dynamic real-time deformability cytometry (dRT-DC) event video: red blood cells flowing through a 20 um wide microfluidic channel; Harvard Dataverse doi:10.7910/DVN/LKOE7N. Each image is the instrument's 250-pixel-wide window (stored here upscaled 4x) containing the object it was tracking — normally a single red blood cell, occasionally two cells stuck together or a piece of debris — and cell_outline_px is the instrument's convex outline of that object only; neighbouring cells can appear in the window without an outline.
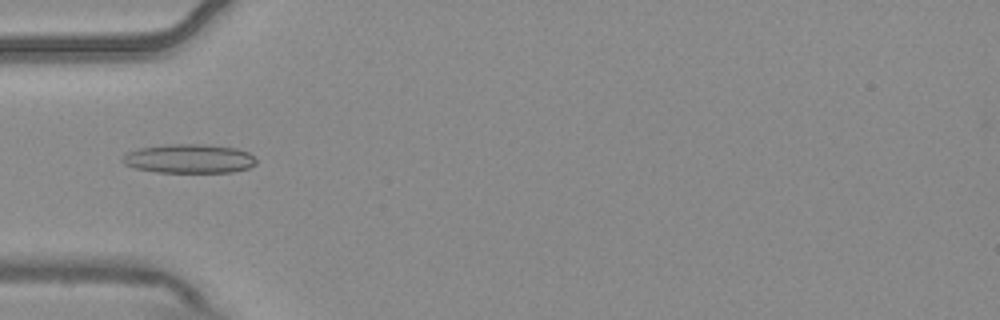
{"species": "common noctule bat (a hibernating species)", "species_latin": "Nyctalus noctula", "temperature_condition": "warm", "stored_images_in_passage": 7, "camera_frame_rate_fps": 3000, "um_per_image_px": 0.085, "animal": {"sex": "male", "body_mass_g": 20.4}, "frame": {"image": 1, "passage_image": 2, "time_ms": 0.333, "image_size_px": [1000, 320], "cell_outline_px": [[256, 164], [248, 168], [232, 172], [156, 172], [136, 168], [124, 164], [120, 160], [120, 156], [124, 152], [140, 148], [168, 144], [204, 144], [236, 148], [248, 152], [256, 156]], "centroid_in_image_um": [16.05, 13.48], "position_along_channel_um": 68.9, "area_um2": 22.89}}
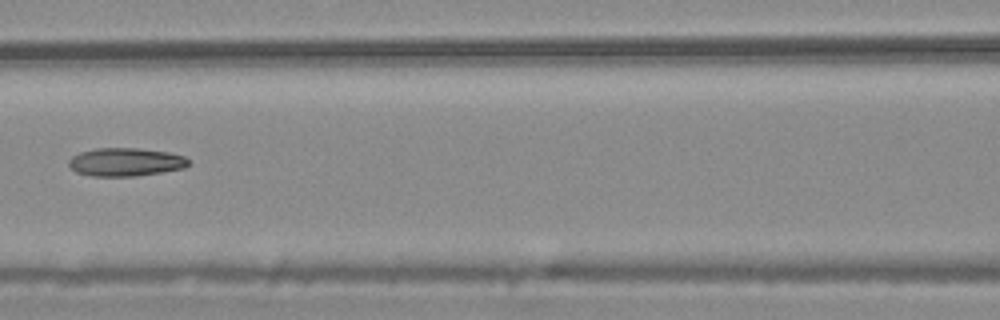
{"frame": {"image": 2, "passage_image": 4, "time_ms": 1.0, "image_size_px": [1000, 320], "cell_outline_px": [[192, 160], [184, 168], [136, 176], [92, 176], [76, 172], [68, 164], [68, 160], [72, 156], [80, 152], [96, 148], [136, 148], [168, 152], [184, 156]], "centroid_in_image_um": [10.67, 13.77], "position_along_channel_um": 155.9, "area_um2": 19.71}}
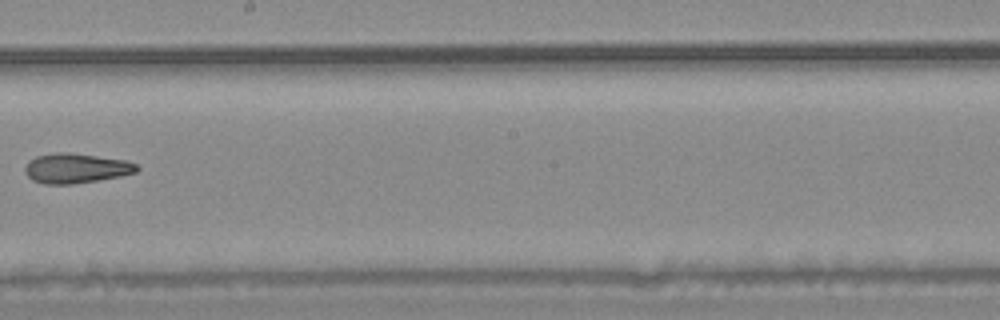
{"frame": {"image": 3, "passage_image": 6, "time_ms": 1.667, "image_size_px": [1000, 320], "cell_outline_px": [[140, 168], [136, 172], [120, 176], [72, 184], [44, 184], [32, 180], [24, 172], [24, 168], [28, 160], [36, 156], [56, 152], [68, 152], [124, 160], [136, 164]], "centroid_in_image_um": [6.41, 14.3], "position_along_channel_um": 241.8, "area_um2": 19.36}}